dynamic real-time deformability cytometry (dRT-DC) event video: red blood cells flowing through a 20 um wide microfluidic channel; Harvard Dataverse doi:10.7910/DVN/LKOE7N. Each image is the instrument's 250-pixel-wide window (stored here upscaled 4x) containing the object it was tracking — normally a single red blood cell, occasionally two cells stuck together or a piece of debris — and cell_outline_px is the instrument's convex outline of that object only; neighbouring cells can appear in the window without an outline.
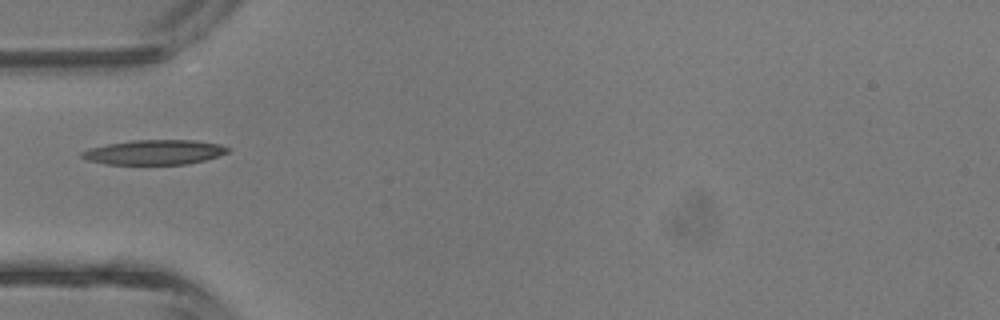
{"species": "common noctule bat (a hibernating species)", "species_latin": "Nyctalus noctula", "temperature_condition": "room temperature", "stored_images_in_passage": 30, "camera_frame_rate_fps": 3000, "um_per_image_px": 0.085, "animal": {"sex": "male", "body_mass_g": 13.3}, "frame": {"image": 1, "passage_image": 1, "time_ms": 0.0, "image_size_px": [1000, 320], "cell_outline_px": [[228, 152], [204, 160], [188, 164], [108, 164], [88, 160], [80, 156], [80, 152], [88, 148], [108, 144], [132, 140], [196, 140], [220, 144], [228, 148]], "centroid_in_image_um": [13.1, 12.93], "position_along_channel_um": 71.9, "area_um2": 20.92}}
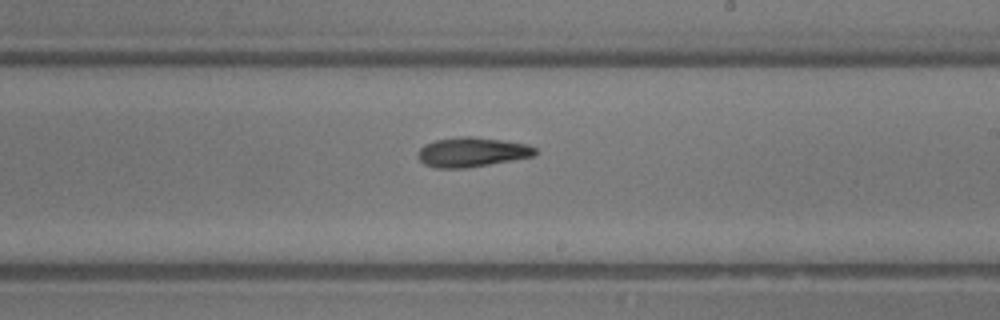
{"frame": {"image": 2, "passage_image": 12, "time_ms": 3.667, "image_size_px": [1000, 320], "cell_outline_px": [[536, 152], [532, 156], [512, 160], [468, 168], [436, 168], [424, 164], [416, 156], [416, 152], [424, 144], [436, 140], [456, 136], [472, 136], [504, 140], [528, 144], [536, 148]], "centroid_in_image_um": [40.07, 12.92], "position_along_channel_um": 248.9, "area_um2": 20.4}}
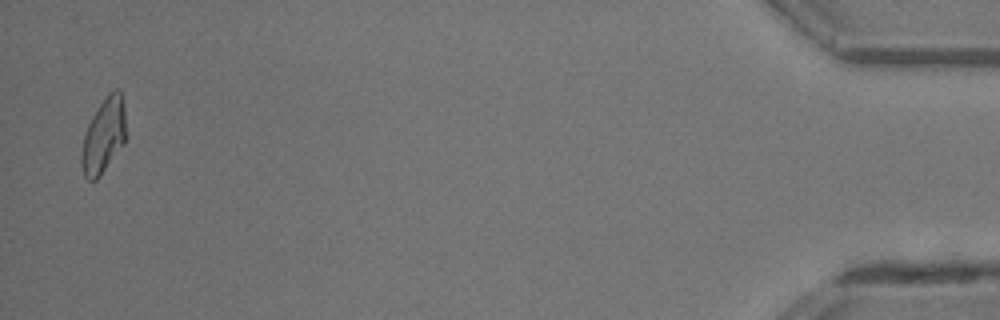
{"frame": {"image": 3, "passage_image": 29, "time_ms": 9.333, "image_size_px": [1000, 320], "cell_outline_px": [[128, 136], [124, 144], [100, 176], [96, 180], [88, 180], [84, 176], [80, 164], [80, 156], [84, 136], [88, 124], [92, 116], [108, 92], [112, 88], [120, 88], [124, 104]], "centroid_in_image_um": [8.85, 11.51], "position_along_channel_um": 426.4, "area_um2": 20.0}}